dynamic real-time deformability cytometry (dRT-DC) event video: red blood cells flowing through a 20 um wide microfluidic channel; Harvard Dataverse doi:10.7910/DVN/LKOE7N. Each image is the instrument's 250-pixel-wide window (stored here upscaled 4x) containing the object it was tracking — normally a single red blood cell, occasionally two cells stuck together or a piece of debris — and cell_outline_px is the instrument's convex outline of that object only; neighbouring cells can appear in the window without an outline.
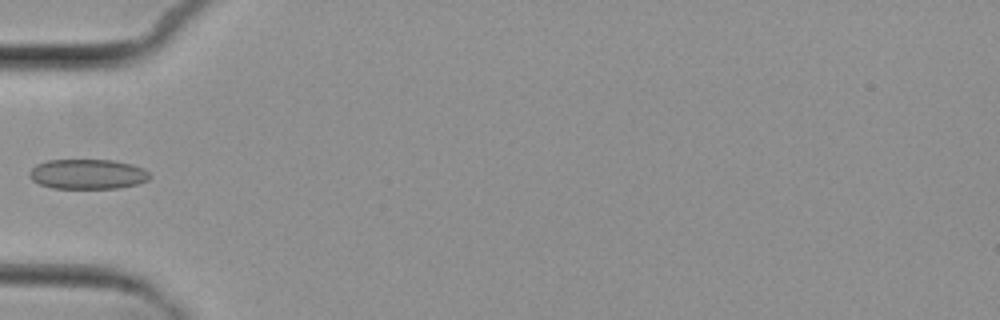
{"species": "common noctule bat (a hibernating species)", "species_latin": "Nyctalus noctula", "temperature_condition": "cold", "stored_images_in_passage": 7, "camera_frame_rate_fps": 3000, "um_per_image_px": 0.085, "animal": {"sex": "female", "body_mass_g": 29.2, "forearm_length_mm": 56.3}, "frame": {"image": 1, "passage_image": 6, "time_ms": 6.0, "image_size_px": [1000, 320], "cell_outline_px": [[152, 176], [148, 180], [136, 184], [116, 188], [52, 188], [40, 184], [32, 180], [28, 176], [28, 172], [36, 164], [48, 160], [112, 160], [132, 164], [144, 168]], "centroid_in_image_um": [7.44, 14.79], "position_along_channel_um": 77.6, "area_um2": 21.04}}
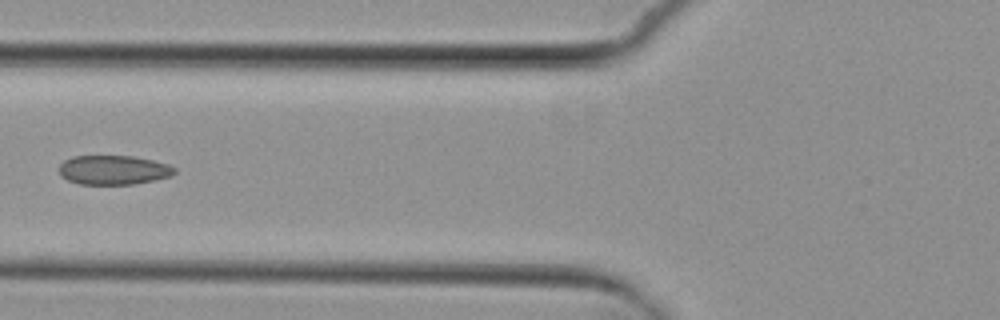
{"frame": {"image": 2, "passage_image": 7, "time_ms": 7.0, "image_size_px": [1000, 320], "cell_outline_px": [[176, 172], [172, 176], [156, 180], [132, 184], [80, 184], [68, 180], [60, 176], [60, 164], [64, 160], [72, 156], [132, 156], [152, 160], [168, 164], [176, 168]], "centroid_in_image_um": [9.66, 14.45], "position_along_channel_um": 116.1, "area_um2": 19.77}}